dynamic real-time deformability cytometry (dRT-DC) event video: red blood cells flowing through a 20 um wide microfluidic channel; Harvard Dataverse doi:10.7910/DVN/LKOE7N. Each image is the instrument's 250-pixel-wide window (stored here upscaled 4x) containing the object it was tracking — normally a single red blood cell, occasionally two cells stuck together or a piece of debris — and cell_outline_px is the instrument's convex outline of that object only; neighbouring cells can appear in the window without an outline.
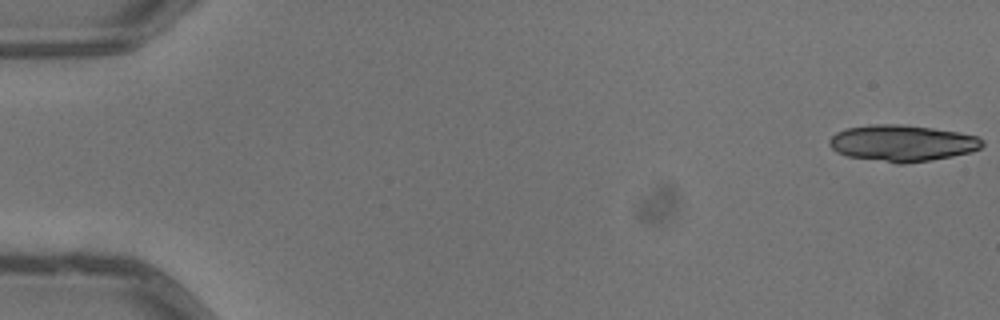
{"species": "common noctule bat (a hibernating species)", "species_latin": "Nyctalus noctula", "temperature_condition": "warm", "stored_images_in_passage": 7, "segment_of_instrument_passage": [1, 2], "camera_frame_rate_fps": 3000, "um_per_image_px": 0.085, "animal": {"sex": "male", "body_mass_g": 13.3}, "frame": {"image": 1, "passage_image": 1, "time_ms": 0.0, "image_size_px": [1000, 320], "cell_outline_px": [[984, 144], [980, 148], [972, 152], [932, 160], [904, 164], [896, 164], [848, 156], [836, 152], [828, 144], [828, 140], [836, 132], [848, 128], [872, 124], [900, 124], [932, 128], [960, 132], [976, 136], [984, 140]], "centroid_in_image_um": [76.69, 12.17], "position_along_channel_um": 8.3, "area_um2": 32.66}}
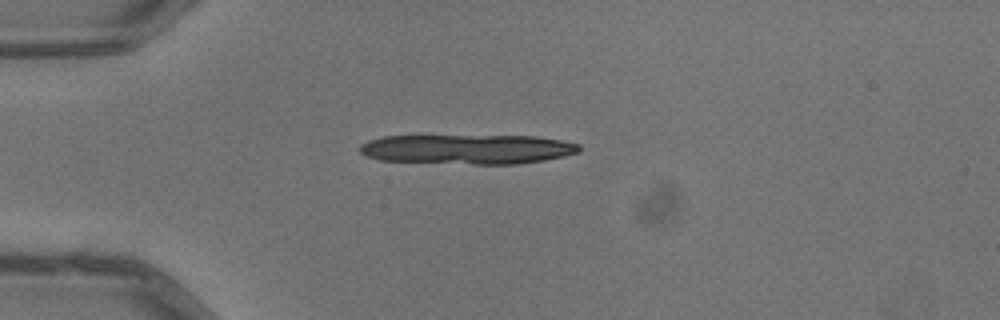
{"frame": {"image": 2, "passage_image": 4, "time_ms": 1.0, "image_size_px": [1000, 320], "cell_outline_px": [[580, 152], [564, 156], [544, 160], [516, 164], [476, 164], [380, 160], [364, 156], [360, 152], [360, 144], [368, 140], [384, 136], [536, 136], [560, 140], [580, 144]], "centroid_in_image_um": [39.74, 12.68], "position_along_channel_um": 45.3, "area_um2": 37.92}}